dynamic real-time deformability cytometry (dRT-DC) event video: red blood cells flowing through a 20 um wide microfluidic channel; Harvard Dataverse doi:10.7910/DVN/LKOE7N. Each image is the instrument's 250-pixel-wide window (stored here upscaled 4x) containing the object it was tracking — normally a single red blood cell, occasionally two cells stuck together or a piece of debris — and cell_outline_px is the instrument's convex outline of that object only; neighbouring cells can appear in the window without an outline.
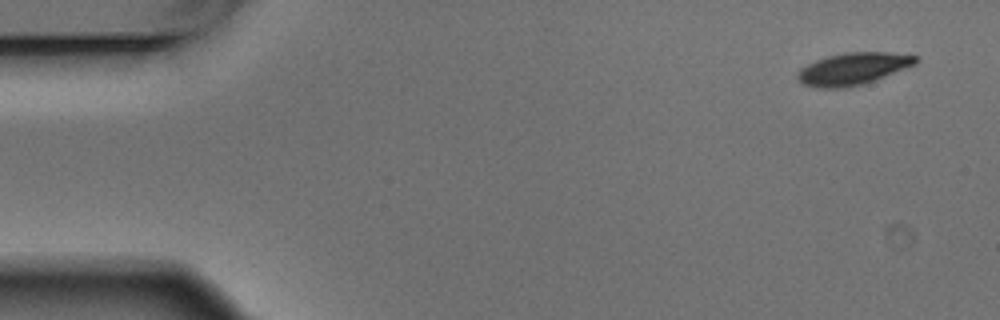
{"species": "Egyptian fruit bat (a non-hibernating species)", "species_latin": "Rousettus aegyptiacus", "temperature_condition": "warm", "stored_images_in_passage": 8, "camera_frame_rate_fps": 3000, "um_per_image_px": 0.085, "animal": {"sex": "male"}, "frame": {"image": 1, "passage_image": 1, "time_ms": 0.0, "image_size_px": [1000, 320], "cell_outline_px": [[920, 60], [916, 64], [864, 84], [844, 88], [816, 88], [804, 84], [796, 76], [796, 72], [800, 68], [816, 60], [828, 56], [844, 52], [888, 52], [920, 56]], "centroid_in_image_um": [72.52, 5.84], "position_along_channel_um": 12.5, "area_um2": 22.2}}
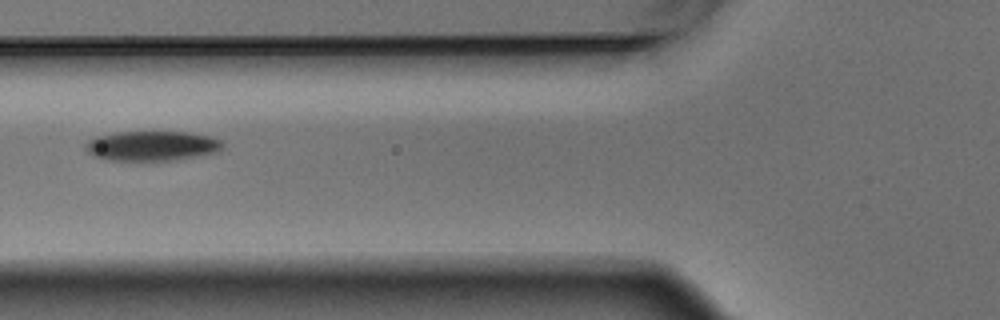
{"frame": {"image": 2, "passage_image": 6, "time_ms": 1.667, "image_size_px": [1000, 320], "cell_outline_px": [[224, 144], [216, 152], [176, 160], [108, 160], [92, 156], [84, 148], [84, 144], [88, 140], [96, 136], [116, 132], [188, 132], [208, 136], [220, 140]], "centroid_in_image_um": [12.85, 12.4], "position_along_channel_um": 113.0, "area_um2": 23.76}}
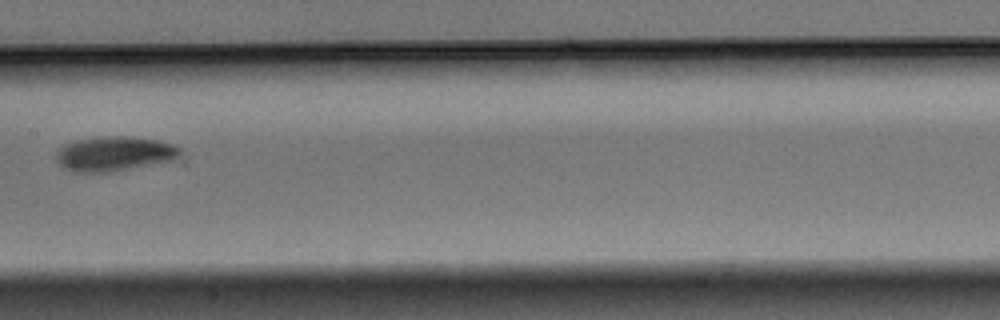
{"frame": {"image": 3, "passage_image": 8, "time_ms": 2.333, "image_size_px": [1000, 320], "cell_outline_px": [[180, 152], [172, 160], [108, 172], [76, 172], [60, 164], [56, 156], [60, 148], [64, 144], [76, 140], [104, 136], [128, 136], [160, 140], [176, 144], [180, 148]], "centroid_in_image_um": [9.74, 13.04], "position_along_channel_um": 197.7, "area_um2": 24.62}}